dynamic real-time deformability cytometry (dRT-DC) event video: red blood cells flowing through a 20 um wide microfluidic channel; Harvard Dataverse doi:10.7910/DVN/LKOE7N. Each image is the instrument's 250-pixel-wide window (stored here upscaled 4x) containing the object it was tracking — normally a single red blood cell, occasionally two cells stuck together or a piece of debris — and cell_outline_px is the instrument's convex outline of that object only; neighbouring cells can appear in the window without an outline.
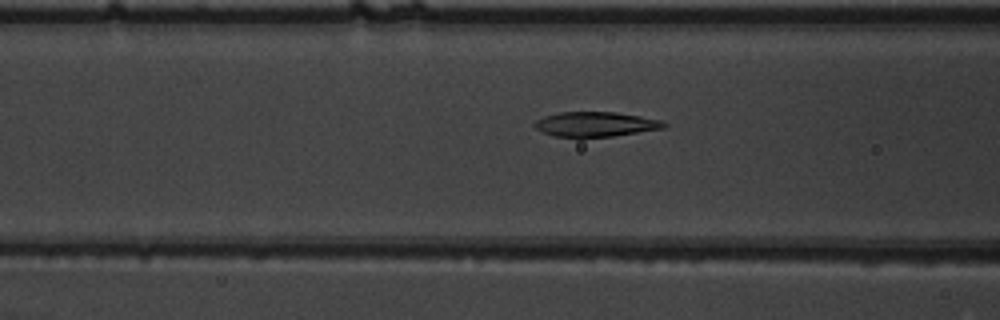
{"species": "common noctule bat (a hibernating species)", "species_latin": "Nyctalus noctula", "temperature_condition": "warm", "stored_images_in_passage": 47, "camera_frame_rate_fps": 3000, "um_per_image_px": 0.085, "animal": {"sex": "male", "body_mass_g": 19.5, "forearm_length_mm": 54.6}, "frame": {"image": 1, "passage_image": 15, "time_ms": 4.667, "image_size_px": [1000, 320], "cell_outline_px": [[668, 124], [664, 128], [612, 136], [580, 140], [556, 136], [544, 132], [536, 128], [532, 124], [536, 120], [544, 116], [560, 112], [616, 112], [640, 116], [660, 120]], "centroid_in_image_um": [50.58, 10.59], "position_along_channel_um": 116.0, "area_um2": 19.13}}
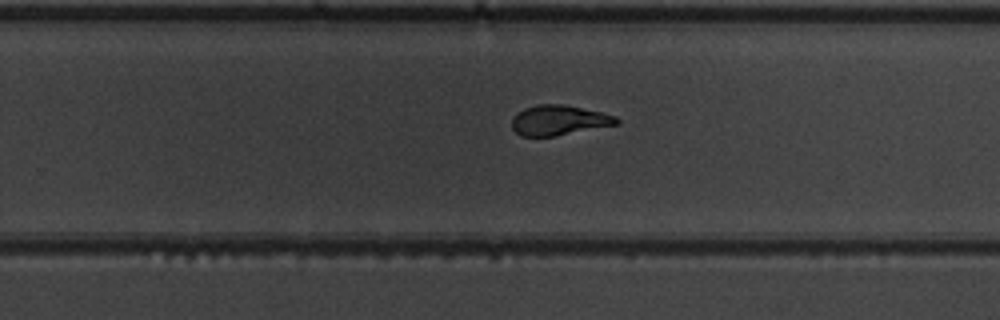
{"frame": {"image": 2, "passage_image": 28, "time_ms": 9.0, "image_size_px": [1000, 320], "cell_outline_px": [[620, 124], [556, 136], [520, 136], [512, 128], [512, 120], [516, 112], [524, 108], [536, 104], [564, 104], [600, 112], [616, 116], [620, 120]], "centroid_in_image_um": [47.51, 10.22], "position_along_channel_um": 282.3, "area_um2": 18.5}}
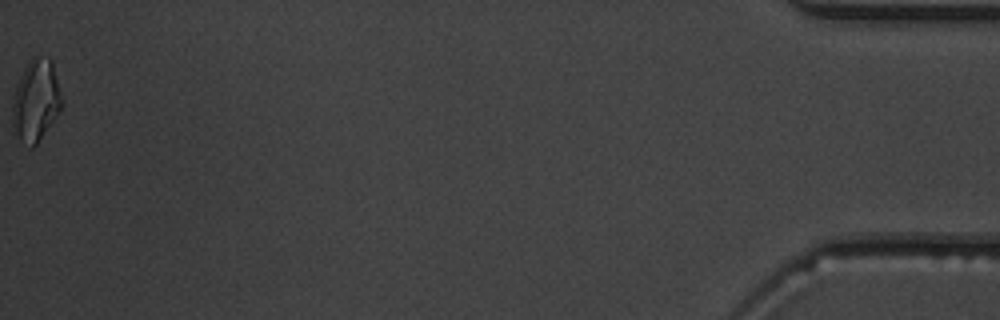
{"frame": {"image": 3, "passage_image": 47, "time_ms": 15.333, "image_size_px": [1000, 320], "cell_outline_px": [[64, 104], [60, 112], [36, 144], [32, 148], [28, 148], [12, 132], [12, 104], [16, 88], [20, 76], [28, 60], [32, 56], [48, 56], [52, 60], [64, 100]], "centroid_in_image_um": [3.07, 8.54], "position_along_channel_um": 432.1, "area_um2": 24.16}, "authors_computed_cell_mechanics": {"area_um2": 19.1318, "velocity_mm_per_s": 3.8512, "shape_relaxation_time_tau1_ms": 6.7687, "shape_relaxation_time_tau2_ms": 1.7498, "deformation_change_tau1": 0.2271, "deformation_change_tau2": 0.0813}}